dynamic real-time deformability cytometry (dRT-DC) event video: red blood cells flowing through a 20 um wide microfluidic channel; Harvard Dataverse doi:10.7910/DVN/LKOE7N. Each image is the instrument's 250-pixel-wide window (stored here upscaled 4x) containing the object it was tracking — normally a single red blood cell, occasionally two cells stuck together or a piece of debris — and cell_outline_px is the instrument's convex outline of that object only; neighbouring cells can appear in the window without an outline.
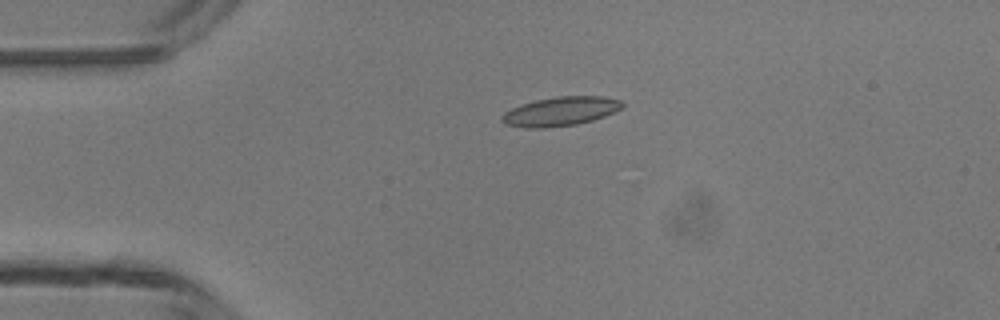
{"species": "common noctule bat (a hibernating species)", "species_latin": "Nyctalus noctula", "temperature_condition": "room temperature", "stored_images_in_passage": 4, "camera_frame_rate_fps": 3000, "um_per_image_px": 0.085, "animal": {"sex": "male", "body_mass_g": 13.3}, "frame": {"image": 1, "passage_image": 3, "time_ms": 2.667, "image_size_px": [1000, 320], "cell_outline_px": [[624, 104], [616, 112], [592, 120], [576, 124], [544, 128], [524, 128], [504, 124], [500, 120], [500, 116], [504, 112], [520, 104], [536, 100], [556, 96], [604, 96], [620, 100]], "centroid_in_image_um": [47.6, 9.46], "position_along_channel_um": 37.4, "area_um2": 20.52}}